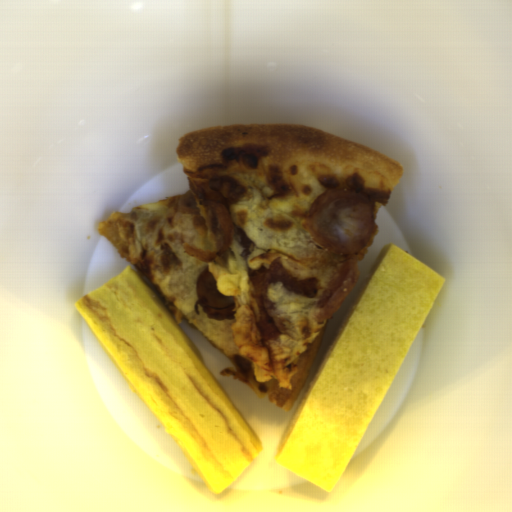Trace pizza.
Here are the masks:
<instances>
[{
    "mask_svg": "<svg viewBox=\"0 0 512 512\" xmlns=\"http://www.w3.org/2000/svg\"><path fill=\"white\" fill-rule=\"evenodd\" d=\"M174 149L190 188L115 211L98 228L175 321L228 356L222 376L288 412L329 320L322 308L378 232L375 217L366 245L337 256L310 233V205L345 189L372 198L377 214L405 169L335 133L293 124L222 125L182 135ZM205 269L234 298L233 310L203 312L195 279Z\"/></svg>",
    "mask_w": 512,
    "mask_h": 512,
    "instance_id": "pizza-1",
    "label": "pizza"
}]
</instances>
